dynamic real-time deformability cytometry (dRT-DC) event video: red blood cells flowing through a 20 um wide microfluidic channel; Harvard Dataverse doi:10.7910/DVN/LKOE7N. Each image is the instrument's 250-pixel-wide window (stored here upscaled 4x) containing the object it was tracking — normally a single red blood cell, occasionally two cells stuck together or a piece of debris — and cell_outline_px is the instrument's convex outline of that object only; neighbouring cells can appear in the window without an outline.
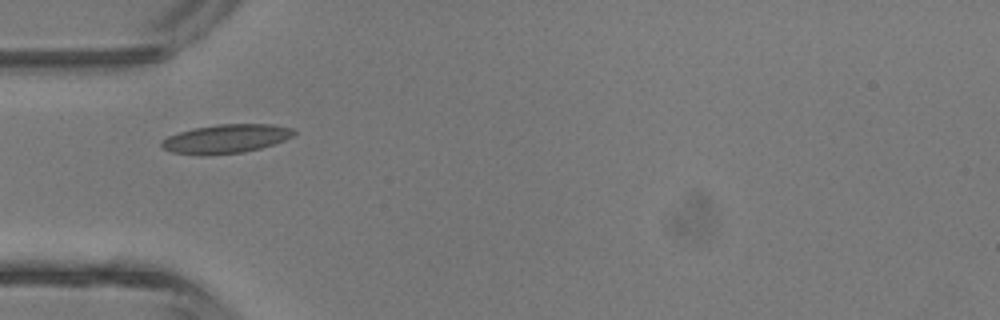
{"species": "common noctule bat (a hibernating species)", "species_latin": "Nyctalus noctula", "temperature_condition": "room temperature", "stored_images_in_passage": 4, "camera_frame_rate_fps": 3000, "um_per_image_px": 0.085, "animal": {"sex": "male", "body_mass_g": 13.3}, "frame": {"image": 1, "passage_image": 4, "time_ms": 3.333, "image_size_px": [1000, 320], "cell_outline_px": [[296, 132], [292, 136], [284, 140], [260, 148], [244, 152], [200, 156], [172, 152], [160, 148], [160, 140], [168, 136], [180, 132], [196, 128], [220, 124], [272, 124], [292, 128]], "centroid_in_image_um": [19.16, 11.81], "position_along_channel_um": 65.8, "area_um2": 22.25}}